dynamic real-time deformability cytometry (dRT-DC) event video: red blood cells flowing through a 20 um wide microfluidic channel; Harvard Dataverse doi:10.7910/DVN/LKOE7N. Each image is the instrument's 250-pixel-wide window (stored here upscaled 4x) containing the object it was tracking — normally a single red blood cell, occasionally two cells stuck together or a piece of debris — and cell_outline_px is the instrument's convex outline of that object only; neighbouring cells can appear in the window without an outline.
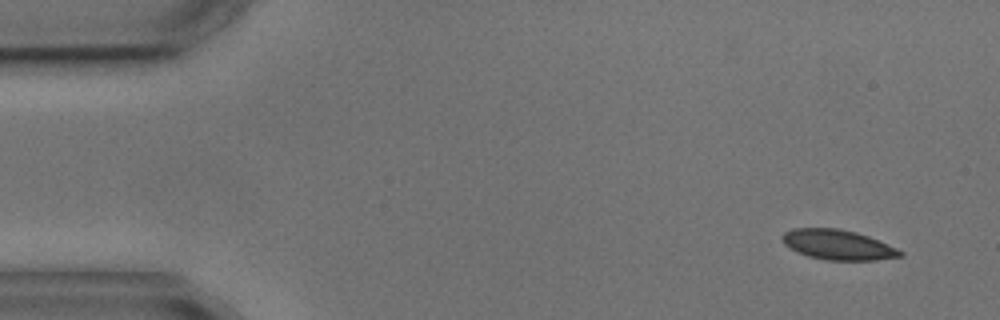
{"species": "common noctule bat (a hibernating species)", "species_latin": "Nyctalus noctula", "temperature_condition": "cold", "stored_images_in_passage": 4, "camera_frame_rate_fps": 3000, "um_per_image_px": 0.085, "animal": {"sex": "male", "body_mass_g": 17.9, "forearm_length_mm": 54.2}, "frame": {"image": 1, "passage_image": 1, "time_ms": 0.0, "image_size_px": [1000, 320], "cell_outline_px": [[904, 256], [876, 260], [824, 260], [808, 256], [788, 248], [784, 244], [780, 236], [784, 232], [792, 228], [836, 228], [856, 232], [868, 236], [888, 244], [904, 252]], "centroid_in_image_um": [71.2, 20.8], "position_along_channel_um": 13.8, "area_um2": 20.75}}
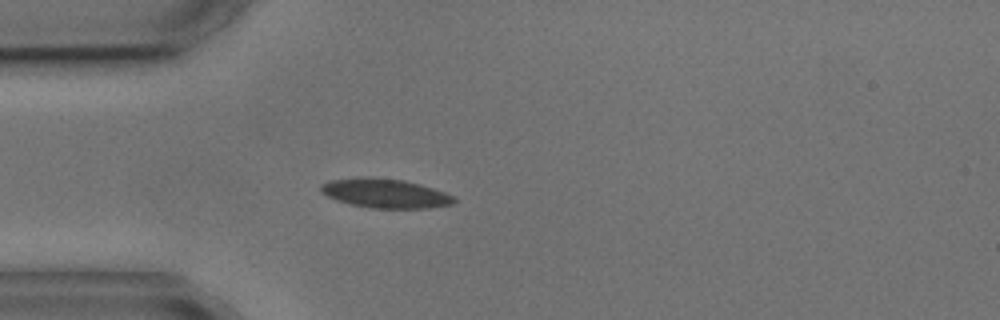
{"frame": {"image": 2, "passage_image": 4, "time_ms": 3.667, "image_size_px": [1000, 320], "cell_outline_px": [[456, 200], [452, 204], [428, 208], [372, 208], [352, 204], [336, 200], [320, 192], [320, 184], [332, 180], [404, 180], [432, 188], [456, 196]], "centroid_in_image_um": [32.81, 16.49], "position_along_channel_um": 52.2, "area_um2": 21.56}}